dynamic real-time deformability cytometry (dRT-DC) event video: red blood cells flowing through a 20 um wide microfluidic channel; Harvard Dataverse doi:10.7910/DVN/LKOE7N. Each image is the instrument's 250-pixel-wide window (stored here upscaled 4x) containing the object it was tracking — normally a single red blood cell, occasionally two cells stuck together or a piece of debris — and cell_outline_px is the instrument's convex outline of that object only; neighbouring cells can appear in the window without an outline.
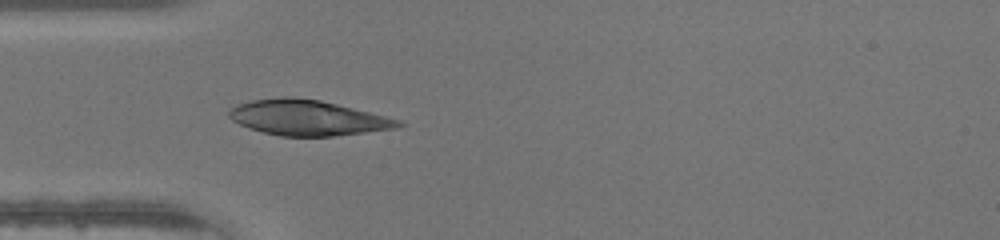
{"species": "human", "species_latin": "Homo sapiens", "temperature_condition": "warm", "stored_images_in_passage": 33, "camera_frame_rate_fps": 3000, "um_per_image_px": 0.085, "donor": {"sex": "male"}, "frame": {"image": 1, "passage_image": 1, "time_ms": 0.0, "image_size_px": [1000, 240], "cell_outline_px": [[404, 124], [396, 128], [332, 136], [280, 136], [248, 128], [232, 120], [228, 116], [228, 112], [236, 104], [252, 100], [284, 96], [292, 96], [320, 100], [400, 120]], "centroid_in_image_um": [26.09, 10.0], "position_along_channel_um": 58.9, "area_um2": 34.51}}
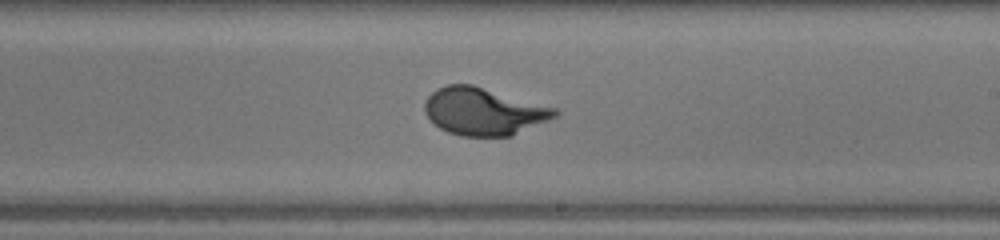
{"frame": {"image": 2, "passage_image": 14, "time_ms": 4.333, "image_size_px": [1000, 240], "cell_outline_px": [[560, 112], [556, 116], [548, 120], [512, 136], [460, 136], [448, 132], [440, 128], [424, 112], [424, 104], [428, 96], [436, 88], [448, 84], [472, 84], [556, 108]], "centroid_in_image_um": [41.1, 9.47], "position_along_channel_um": 247.9, "area_um2": 35.84}}
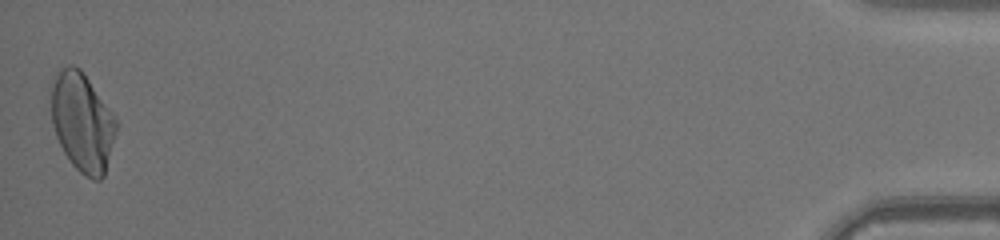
{"frame": {"image": 3, "passage_image": 33, "time_ms": 10.667, "image_size_px": [1000, 240], "cell_outline_px": [[116, 132], [104, 176], [100, 180], [92, 180], [84, 176], [72, 164], [64, 152], [56, 136], [52, 124], [48, 88], [48, 84], [56, 72], [60, 68], [68, 64], [72, 64], [80, 68], [84, 72], [112, 112], [116, 120]], "centroid_in_image_um": [6.93, 10.31], "position_along_channel_um": 428.3, "area_um2": 38.21}}